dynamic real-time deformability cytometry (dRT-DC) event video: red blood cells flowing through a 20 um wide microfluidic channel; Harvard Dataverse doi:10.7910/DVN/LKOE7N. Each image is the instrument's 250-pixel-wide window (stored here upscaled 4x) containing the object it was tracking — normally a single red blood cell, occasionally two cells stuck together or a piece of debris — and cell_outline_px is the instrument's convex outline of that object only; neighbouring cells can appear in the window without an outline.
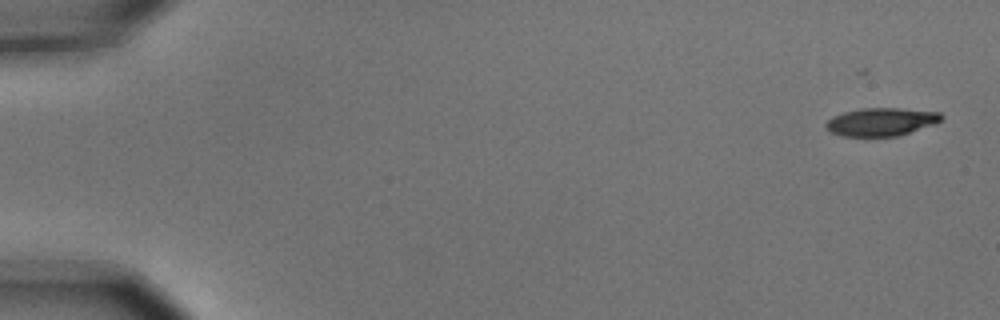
{"species": "common noctule bat (a hibernating species)", "species_latin": "Nyctalus noctula", "temperature_condition": "cold", "stored_images_in_passage": 6, "camera_frame_rate_fps": 3000, "um_per_image_px": 0.085, "animal": {"sex": "male", "body_mass_g": 15.6}, "frame": {"image": 1, "passage_image": 1, "time_ms": 0.0, "image_size_px": [1000, 320], "cell_outline_px": [[944, 116], [936, 124], [896, 136], [844, 136], [832, 132], [824, 124], [832, 116], [844, 112], [864, 108], [900, 108], [940, 112]], "centroid_in_image_um": [74.93, 10.35], "position_along_channel_um": 10.1, "area_um2": 18.73}}
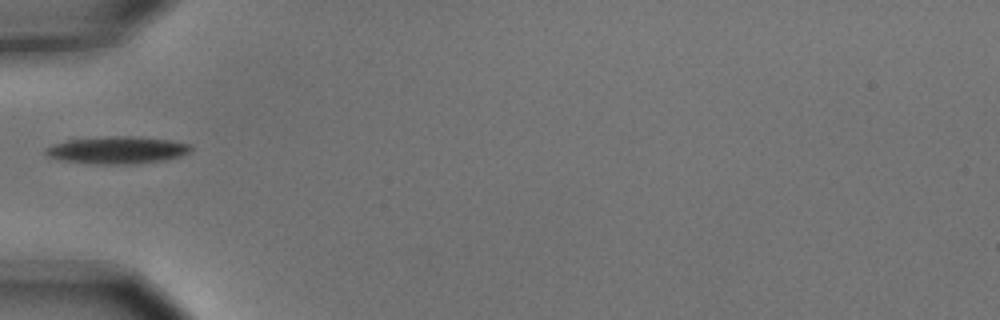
{"frame": {"image": 2, "passage_image": 5, "time_ms": 1.333, "image_size_px": [1000, 320], "cell_outline_px": [[192, 148], [188, 152], [180, 156], [164, 160], [136, 164], [92, 164], [64, 160], [48, 156], [44, 152], [44, 148], [52, 144], [68, 140], [104, 136], [132, 136], [168, 140], [192, 144]], "centroid_in_image_um": [9.95, 12.75], "position_along_channel_um": 75.1, "area_um2": 23.12}}
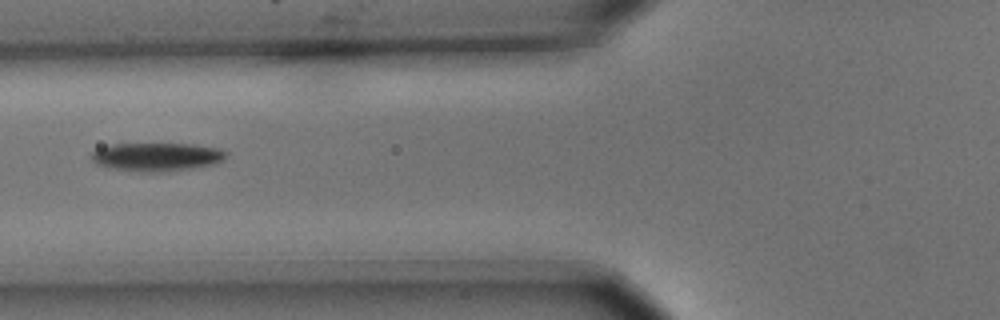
{"frame": {"image": 3, "passage_image": 6, "time_ms": 1.667, "image_size_px": [1000, 320], "cell_outline_px": [[228, 156], [224, 160], [216, 164], [200, 168], [168, 172], [140, 172], [108, 168], [96, 164], [92, 160], [92, 152], [100, 148], [112, 144], [192, 144], [220, 148], [228, 152]], "centroid_in_image_um": [13.41, 13.35], "position_along_channel_um": 112.4, "area_um2": 22.83}}